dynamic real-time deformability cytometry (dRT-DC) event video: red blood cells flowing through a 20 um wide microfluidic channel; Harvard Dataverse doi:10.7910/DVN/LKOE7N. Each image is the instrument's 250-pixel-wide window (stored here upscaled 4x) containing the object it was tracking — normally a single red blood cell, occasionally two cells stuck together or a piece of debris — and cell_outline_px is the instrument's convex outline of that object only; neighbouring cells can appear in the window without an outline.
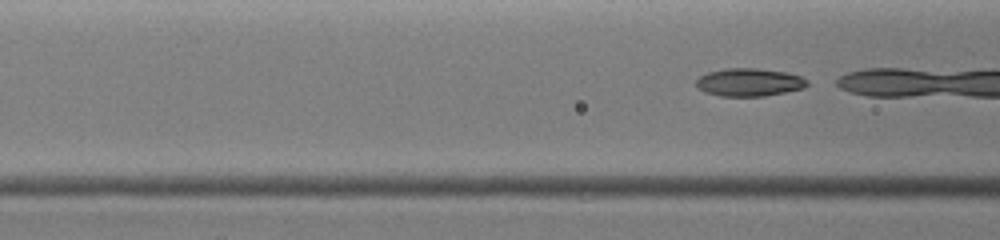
{"species": "common noctule bat (a hibernating species)", "species_latin": "Nyctalus noctula", "temperature_condition": "warm", "stored_images_in_passage": 13, "camera_frame_rate_fps": 3000, "um_per_image_px": 0.085, "animal": {"sex": "female", "body_mass_g": 19.0, "forearm_length_mm": 51.5}, "frame": {"image": 1, "passage_image": 13, "time_ms": 4.333, "image_size_px": [1000, 240], "cell_outline_px": [[808, 84], [804, 88], [764, 96], [720, 96], [704, 92], [696, 88], [696, 80], [700, 76], [708, 72], [724, 68], [756, 68], [784, 72], [800, 76], [808, 80]], "centroid_in_image_um": [63.64, 6.99], "position_along_channel_um": 103.0, "area_um2": 18.09}}